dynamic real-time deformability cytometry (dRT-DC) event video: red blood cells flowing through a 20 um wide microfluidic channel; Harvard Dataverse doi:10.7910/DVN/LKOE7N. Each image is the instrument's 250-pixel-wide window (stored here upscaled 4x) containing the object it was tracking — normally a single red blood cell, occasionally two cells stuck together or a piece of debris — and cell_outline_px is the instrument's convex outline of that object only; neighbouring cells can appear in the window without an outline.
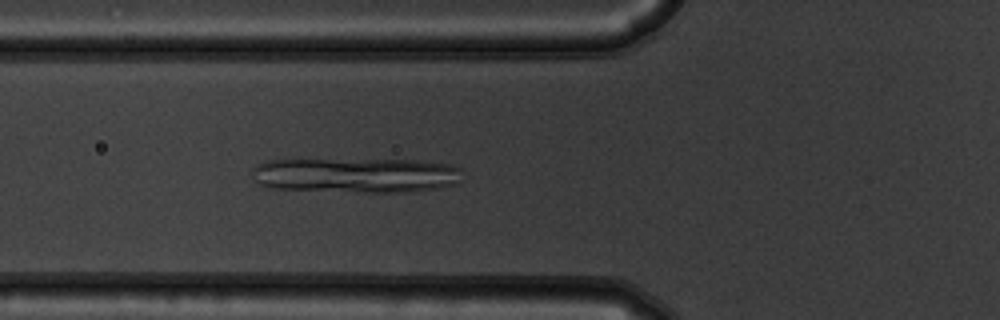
{"species": "common noctule bat (a hibernating species)", "species_latin": "Nyctalus noctula", "temperature_condition": "warm", "stored_images_in_passage": 39, "camera_frame_rate_fps": 3000, "um_per_image_px": 0.085, "animal": {"sex": "male", "body_mass_g": 19.5, "forearm_length_mm": 54.6}, "frame": {"image": 1, "passage_image": 8, "time_ms": 2.333, "image_size_px": [1000, 320], "cell_outline_px": [[464, 180], [460, 184], [440, 188], [408, 192], [364, 192], [272, 188], [260, 184], [256, 180], [252, 168], [256, 164], [268, 160], [416, 160], [452, 164], [460, 168]], "centroid_in_image_um": [30.39, 14.89], "position_along_channel_um": 95.4, "area_um2": 43.12}}
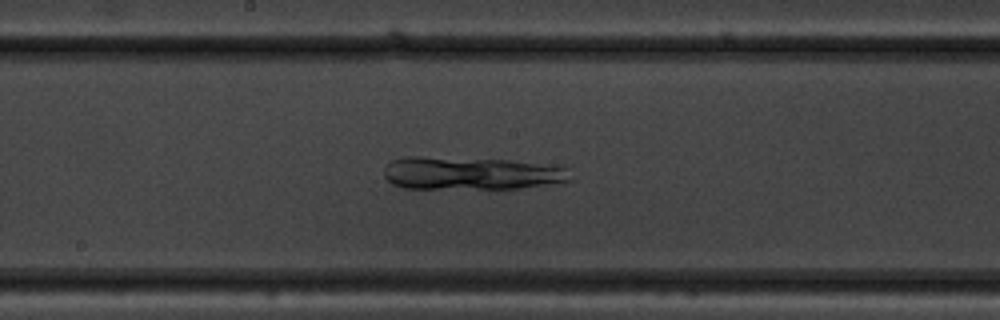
{"frame": {"image": 2, "passage_image": 17, "time_ms": 5.333, "image_size_px": [1000, 320], "cell_outline_px": [[572, 180], [520, 188], [404, 188], [392, 184], [384, 176], [384, 168], [392, 160], [404, 156], [420, 156], [508, 160], [568, 168]], "centroid_in_image_um": [39.97, 14.72], "position_along_channel_um": 208.2, "area_um2": 35.43}}
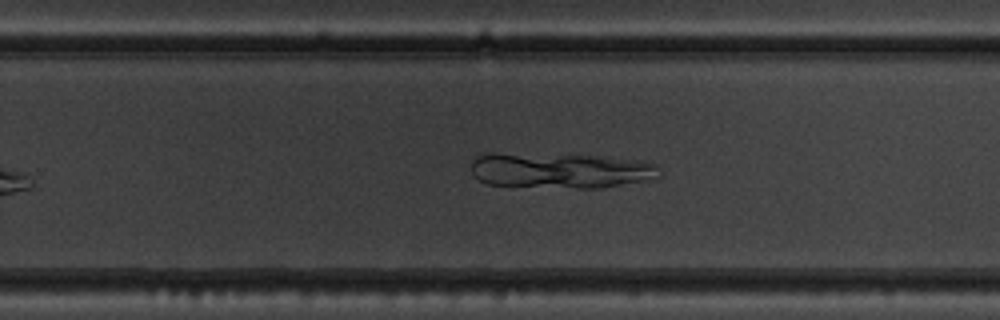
{"frame": {"image": 3, "passage_image": 23, "time_ms": 7.333, "image_size_px": [1000, 320], "cell_outline_px": [[660, 176], [656, 180], [600, 188], [580, 188], [484, 184], [472, 172], [472, 160], [476, 156], [488, 152], [596, 156], [640, 160], [656, 164]], "centroid_in_image_um": [47.67, 14.49], "position_along_channel_um": 282.1, "area_um2": 39.25}}